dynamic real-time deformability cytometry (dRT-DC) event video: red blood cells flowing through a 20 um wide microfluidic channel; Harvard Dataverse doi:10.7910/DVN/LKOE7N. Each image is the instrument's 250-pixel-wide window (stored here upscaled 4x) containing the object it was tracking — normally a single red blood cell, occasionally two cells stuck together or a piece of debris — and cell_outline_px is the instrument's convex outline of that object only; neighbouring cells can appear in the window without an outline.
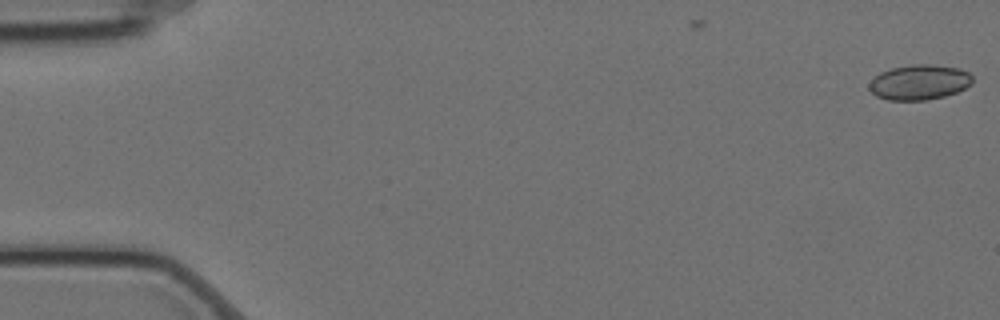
{"species": "Egyptian fruit bat (a non-hibernating species)", "species_latin": "Rousettus aegyptiacus", "temperature_condition": "cold", "stored_images_in_passage": 2, "camera_frame_rate_fps": 3000, "um_per_image_px": 0.085, "animal": {"sex": "female"}, "frame": {"image": 1, "passage_image": 2, "time_ms": 0.333, "image_size_px": [1000, 320], "cell_outline_px": [[972, 84], [956, 92], [944, 96], [928, 100], [888, 100], [876, 96], [868, 88], [868, 84], [880, 72], [892, 68], [912, 64], [932, 64], [960, 68], [968, 72], [972, 76]], "centroid_in_image_um": [78.14, 6.99], "position_along_channel_um": 6.9, "area_um2": 21.21}}